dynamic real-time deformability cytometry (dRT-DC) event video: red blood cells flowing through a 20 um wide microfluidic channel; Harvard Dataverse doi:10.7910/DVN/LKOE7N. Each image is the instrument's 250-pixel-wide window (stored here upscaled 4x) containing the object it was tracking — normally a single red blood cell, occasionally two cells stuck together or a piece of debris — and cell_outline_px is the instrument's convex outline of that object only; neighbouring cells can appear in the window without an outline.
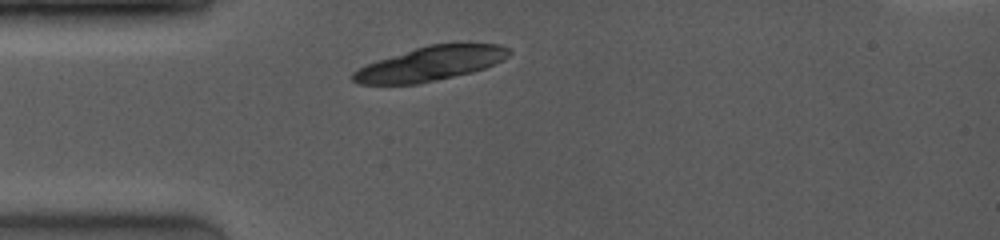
{"species": "common noctule bat (a hibernating species)", "species_latin": "Nyctalus noctula", "temperature_condition": "room temperature", "stored_images_in_passage": 1, "camera_frame_rate_fps": 4000, "um_per_image_px": 0.085, "animal": {"sex": "female", "body_mass_g": 19.0, "forearm_length_mm": 53.3}, "frame": {"image": 1, "passage_image": 1, "time_ms": 0.0, "image_size_px": [1000, 240], "cell_outline_px": [[512, 52], [508, 56], [484, 68], [472, 72], [436, 80], [416, 84], [356, 84], [352, 80], [352, 72], [376, 60], [428, 44], [500, 44], [508, 48]], "centroid_in_image_um": [36.55, 5.41], "position_along_channel_um": 48.4, "area_um2": 30.81}}